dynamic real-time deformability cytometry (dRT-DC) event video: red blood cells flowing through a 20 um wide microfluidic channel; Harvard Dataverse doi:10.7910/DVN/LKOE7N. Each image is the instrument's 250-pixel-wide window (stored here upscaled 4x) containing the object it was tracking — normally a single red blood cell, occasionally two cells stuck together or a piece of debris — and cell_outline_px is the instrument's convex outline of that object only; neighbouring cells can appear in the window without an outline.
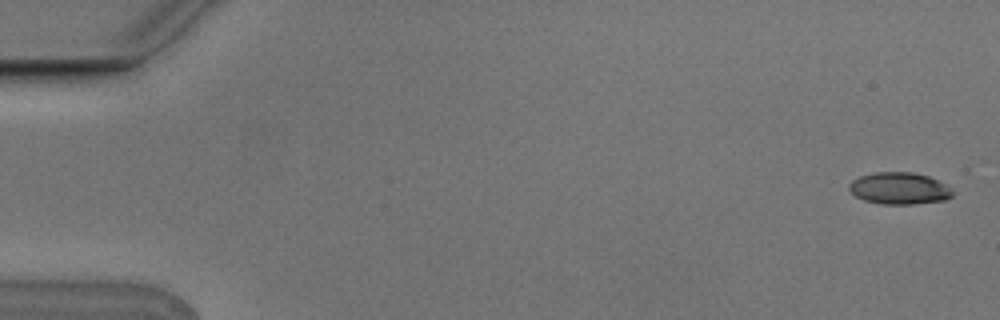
{"species": "Egyptian fruit bat (a non-hibernating species)", "species_latin": "Rousettus aegyptiacus", "temperature_condition": "cold", "stored_images_in_passage": 6, "camera_frame_rate_fps": 3000, "um_per_image_px": 0.085, "animal": {"sex": "male"}, "frame": {"image": 1, "passage_image": 1, "time_ms": 0.0, "image_size_px": [1000, 320], "cell_outline_px": [[956, 192], [952, 196], [944, 200], [912, 204], [880, 204], [864, 200], [856, 196], [848, 188], [848, 184], [852, 180], [860, 176], [876, 172], [912, 172], [928, 176], [944, 184]], "centroid_in_image_um": [76.43, 16.01], "position_along_channel_um": 8.6, "area_um2": 19.19}}
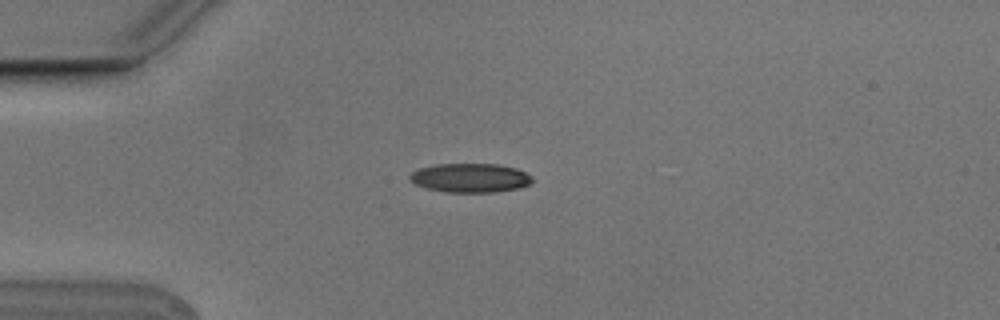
{"frame": {"image": 2, "passage_image": 4, "time_ms": 1.0, "image_size_px": [1000, 320], "cell_outline_px": [[536, 180], [520, 188], [496, 192], [444, 192], [428, 188], [416, 184], [408, 180], [408, 176], [412, 172], [420, 168], [436, 164], [500, 164], [516, 168], [532, 176]], "centroid_in_image_um": [39.99, 15.12], "position_along_channel_um": 45.0, "area_um2": 20.87}}